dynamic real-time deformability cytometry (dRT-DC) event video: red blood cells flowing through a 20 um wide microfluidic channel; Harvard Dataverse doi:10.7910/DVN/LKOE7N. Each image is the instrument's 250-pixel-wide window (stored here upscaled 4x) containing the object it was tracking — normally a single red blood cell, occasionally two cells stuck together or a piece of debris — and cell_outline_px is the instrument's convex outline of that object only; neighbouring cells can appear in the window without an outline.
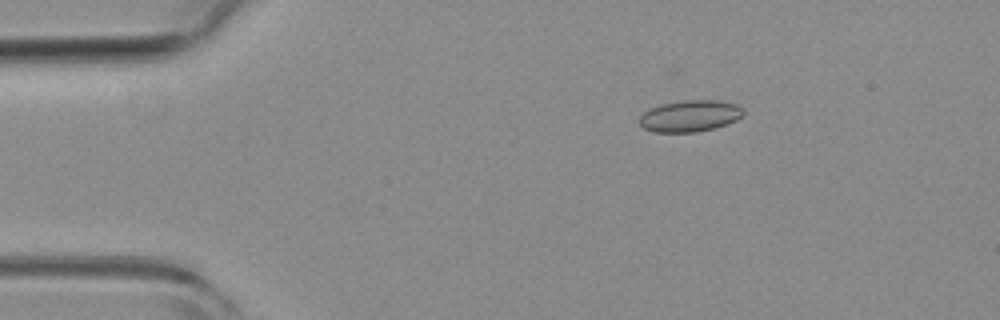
{"species": "common noctule bat (a hibernating species)", "species_latin": "Nyctalus noctula", "temperature_condition": "room temperature", "stored_images_in_passage": 5, "camera_frame_rate_fps": 3000, "um_per_image_px": 0.085, "animal": {"sex": "female", "body_mass_g": 19.3, "forearm_length_mm": 54.1}, "frame": {"image": 1, "passage_image": 3, "time_ms": 0.667, "image_size_px": [1000, 320], "cell_outline_px": [[744, 116], [736, 120], [712, 128], [696, 132], [656, 132], [644, 128], [640, 124], [640, 116], [648, 108], [660, 104], [684, 100], [720, 100], [736, 104], [744, 108]], "centroid_in_image_um": [58.66, 9.84], "position_along_channel_um": 26.3, "area_um2": 19.13}}
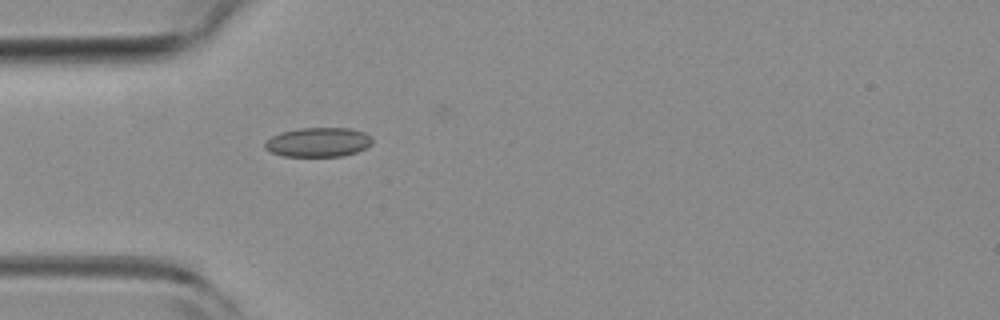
{"frame": {"image": 2, "passage_image": 5, "time_ms": 1.333, "image_size_px": [1000, 320], "cell_outline_px": [[372, 144], [356, 152], [344, 156], [284, 156], [272, 152], [264, 148], [264, 144], [272, 136], [280, 132], [296, 128], [352, 128], [364, 132], [372, 140]], "centroid_in_image_um": [27.04, 12.08], "position_along_channel_um": 58.0, "area_um2": 18.32}}